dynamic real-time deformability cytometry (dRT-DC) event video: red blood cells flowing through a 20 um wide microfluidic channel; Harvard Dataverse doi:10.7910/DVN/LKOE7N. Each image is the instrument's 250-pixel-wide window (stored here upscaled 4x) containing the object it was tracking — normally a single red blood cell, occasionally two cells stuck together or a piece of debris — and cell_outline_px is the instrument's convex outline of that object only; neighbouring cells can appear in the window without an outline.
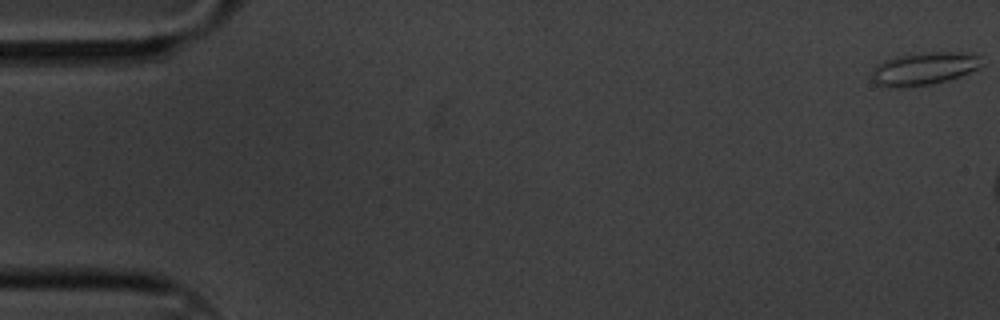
{"species": "common noctule bat (a hibernating species)", "species_latin": "Nyctalus noctula", "temperature_condition": "cold", "stored_images_in_passage": 4, "camera_frame_rate_fps": 3000, "um_per_image_px": 0.085, "animal": {"sex": "male", "body_mass_g": 20.1, "forearm_length_mm": 53.5}, "frame": {"image": 1, "passage_image": 1, "time_ms": 0.0, "image_size_px": [1000, 320], "cell_outline_px": [[980, 68], [960, 76], [948, 80], [932, 84], [904, 88], [888, 88], [876, 84], [872, 80], [872, 68], [876, 64], [884, 60], [896, 56], [912, 52], [964, 52], [980, 56]], "centroid_in_image_um": [78.48, 5.83], "position_along_channel_um": 6.5, "area_um2": 21.5}}